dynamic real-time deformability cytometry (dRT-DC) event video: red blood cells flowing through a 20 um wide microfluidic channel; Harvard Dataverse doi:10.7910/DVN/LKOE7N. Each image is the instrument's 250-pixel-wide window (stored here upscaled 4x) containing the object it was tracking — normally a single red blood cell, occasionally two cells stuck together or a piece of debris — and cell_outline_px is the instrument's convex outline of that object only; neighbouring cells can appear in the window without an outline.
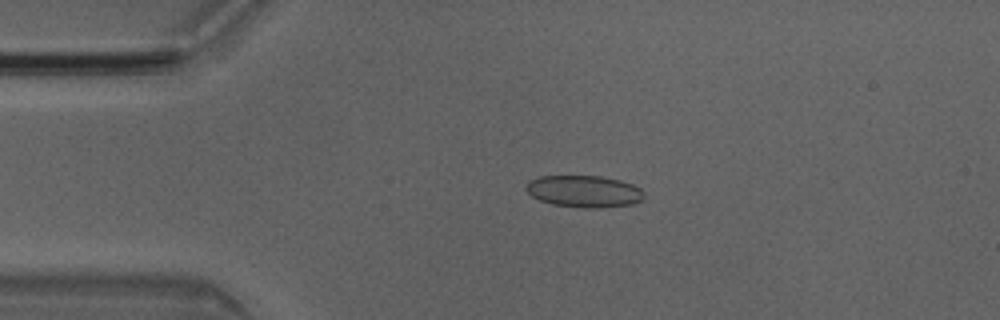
{"species": "Egyptian fruit bat (a non-hibernating species)", "species_latin": "Rousettus aegyptiacus", "temperature_condition": "room temperature", "stored_images_in_passage": 3, "camera_frame_rate_fps": 3000, "um_per_image_px": 0.085, "animal": {"sex": "male"}, "frame": {"image": 1, "passage_image": 2, "time_ms": 0.333, "image_size_px": [1000, 320], "cell_outline_px": [[644, 196], [640, 200], [632, 204], [600, 208], [584, 208], [552, 204], [540, 200], [532, 196], [524, 188], [524, 184], [528, 180], [540, 176], [600, 176], [620, 180], [632, 184], [640, 188], [644, 192]], "centroid_in_image_um": [49.61, 16.26], "position_along_channel_um": 35.4, "area_um2": 22.02}}